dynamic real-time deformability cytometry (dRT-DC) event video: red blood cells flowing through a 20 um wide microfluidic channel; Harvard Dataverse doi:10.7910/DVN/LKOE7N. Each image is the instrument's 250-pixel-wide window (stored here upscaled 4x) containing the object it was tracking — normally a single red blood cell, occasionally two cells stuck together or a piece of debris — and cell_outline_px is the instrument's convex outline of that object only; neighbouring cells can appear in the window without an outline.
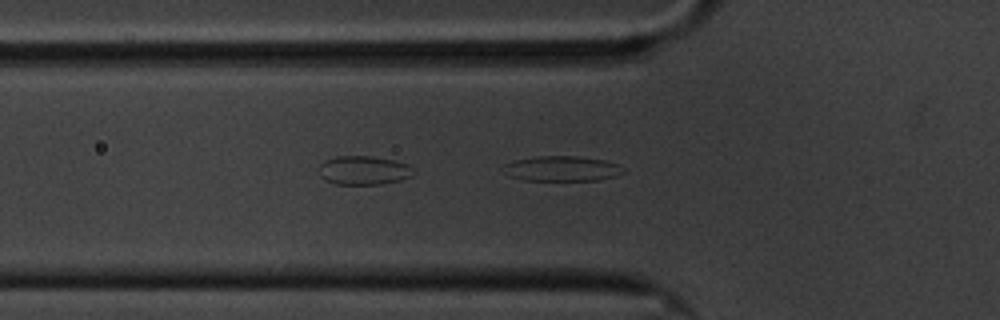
{"species": "common noctule bat (a hibernating species)", "species_latin": "Nyctalus noctula", "temperature_condition": "cold", "stored_images_in_passage": 40, "camera_frame_rate_fps": 3000, "um_per_image_px": 0.085, "animal": {"sex": "male", "body_mass_g": 20.1, "forearm_length_mm": 53.5}, "frame": {"image": 1, "passage_image": 10, "time_ms": 3.0, "image_size_px": [1000, 320], "cell_outline_px": [[624, 172], [616, 176], [600, 180], [524, 180], [508, 176], [504, 164], [516, 160], [536, 156], [580, 156], [604, 160], [616, 164], [624, 168]], "centroid_in_image_um": [47.8, 14.33], "position_along_channel_um": 78.0, "area_um2": 17.46}}
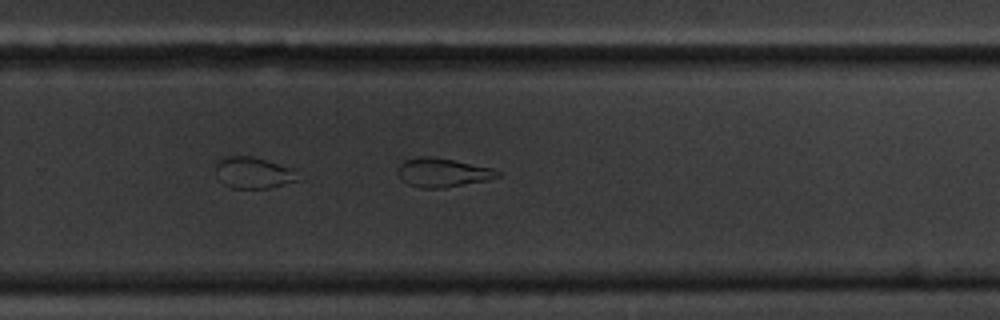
{"frame": {"image": 2, "passage_image": 29, "time_ms": 9.333, "image_size_px": [1000, 320], "cell_outline_px": [[500, 176], [488, 180], [440, 188], [420, 188], [408, 184], [396, 172], [396, 168], [404, 160], [416, 156], [436, 156], [492, 168], [500, 172]], "centroid_in_image_um": [37.59, 14.64], "position_along_channel_um": 292.2, "area_um2": 16.88}}
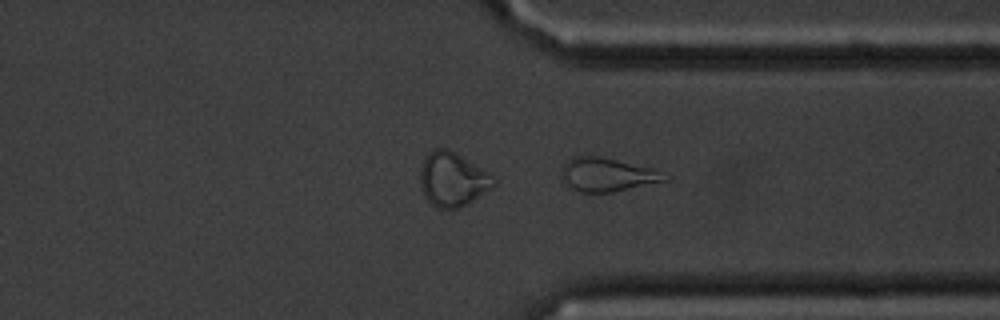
{"frame": {"image": 3, "passage_image": 35, "time_ms": 11.333, "image_size_px": [1000, 320], "cell_outline_px": [[672, 176], [668, 180], [612, 192], [580, 192], [564, 184], [560, 180], [560, 168], [564, 160], [572, 156], [596, 156], [616, 160], [652, 168]], "centroid_in_image_um": [51.54, 14.84], "position_along_channel_um": 359.9, "area_um2": 20.52}, "authors_computed_cell_mechanics": {"area_um2": 18.3515, "velocity_mm_per_s": 3.3713, "shape_relaxation_time_tau1_ms": 6.1437, "shape_relaxation_time_tau2_ms": 5.8637, "deformation_change_tau1": 0.1536, "deformation_change_tau2": 0.125}}